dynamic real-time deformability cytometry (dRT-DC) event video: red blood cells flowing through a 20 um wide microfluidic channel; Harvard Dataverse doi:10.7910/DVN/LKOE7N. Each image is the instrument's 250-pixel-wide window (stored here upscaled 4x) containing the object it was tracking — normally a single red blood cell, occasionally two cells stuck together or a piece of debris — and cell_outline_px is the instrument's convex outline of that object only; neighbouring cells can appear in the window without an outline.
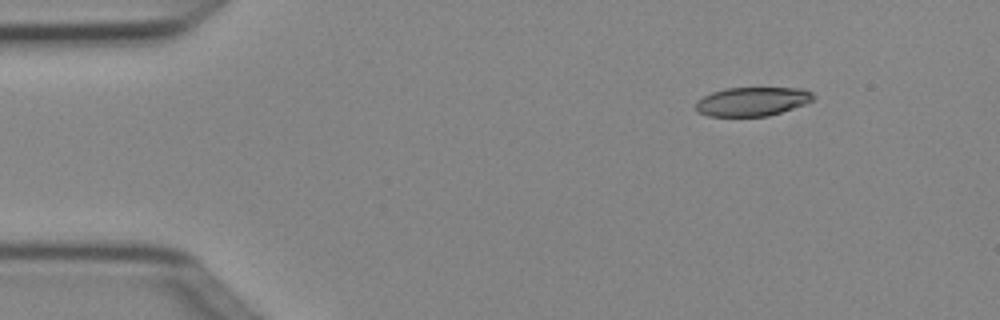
{"species": "Egyptian fruit bat (a non-hibernating species)", "species_latin": "Rousettus aegyptiacus", "temperature_condition": "cold", "stored_images_in_passage": 4, "camera_frame_rate_fps": 3000, "um_per_image_px": 0.085, "animal": {"sex": "female"}, "frame": {"image": 1, "passage_image": 1, "time_ms": 0.0, "image_size_px": [1000, 320], "cell_outline_px": [[816, 96], [812, 100], [804, 104], [768, 116], [708, 116], [700, 112], [696, 108], [696, 104], [704, 96], [712, 92], [728, 88], [804, 88], [812, 92]], "centroid_in_image_um": [63.98, 8.62], "position_along_channel_um": 21.0, "area_um2": 19.54}}
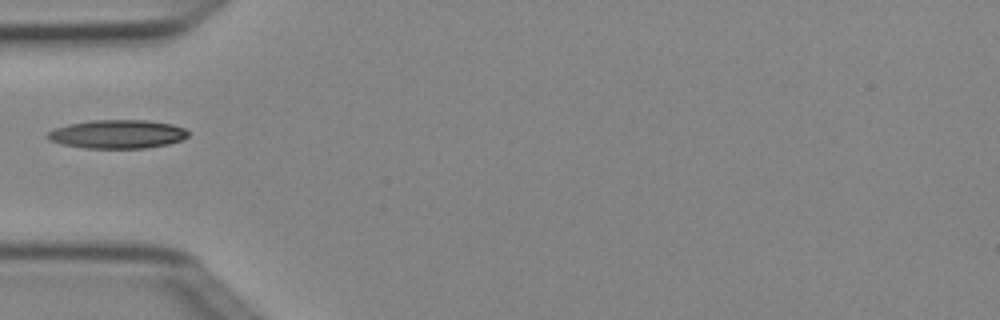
{"frame": {"image": 2, "passage_image": 3, "time_ms": 0.667, "image_size_px": [1000, 320], "cell_outline_px": [[188, 136], [180, 140], [168, 144], [144, 148], [84, 148], [60, 144], [48, 140], [44, 136], [48, 132], [56, 128], [68, 124], [88, 120], [148, 120], [172, 124], [184, 128], [188, 132]], "centroid_in_image_um": [9.93, 11.4], "position_along_channel_um": 75.1, "area_um2": 23.58}}
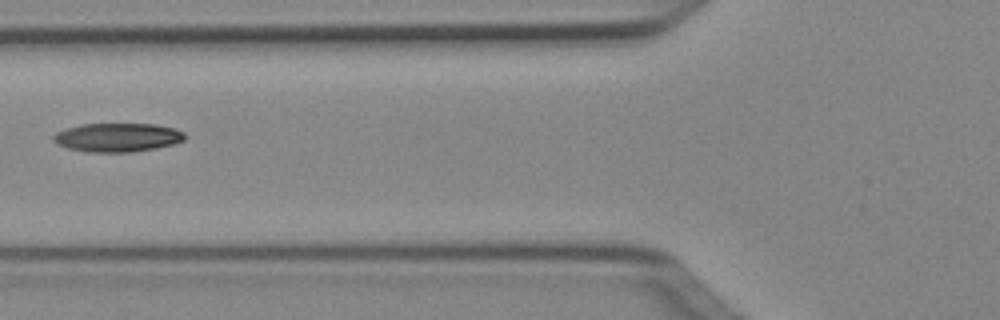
{"frame": {"image": 3, "passage_image": 4, "time_ms": 1.0, "image_size_px": [1000, 320], "cell_outline_px": [[184, 140], [172, 144], [156, 148], [132, 152], [88, 152], [68, 148], [56, 144], [52, 140], [52, 136], [56, 132], [80, 124], [156, 124], [172, 128], [184, 132]], "centroid_in_image_um": [9.95, 11.68], "position_along_channel_um": 115.9, "area_um2": 21.96}}